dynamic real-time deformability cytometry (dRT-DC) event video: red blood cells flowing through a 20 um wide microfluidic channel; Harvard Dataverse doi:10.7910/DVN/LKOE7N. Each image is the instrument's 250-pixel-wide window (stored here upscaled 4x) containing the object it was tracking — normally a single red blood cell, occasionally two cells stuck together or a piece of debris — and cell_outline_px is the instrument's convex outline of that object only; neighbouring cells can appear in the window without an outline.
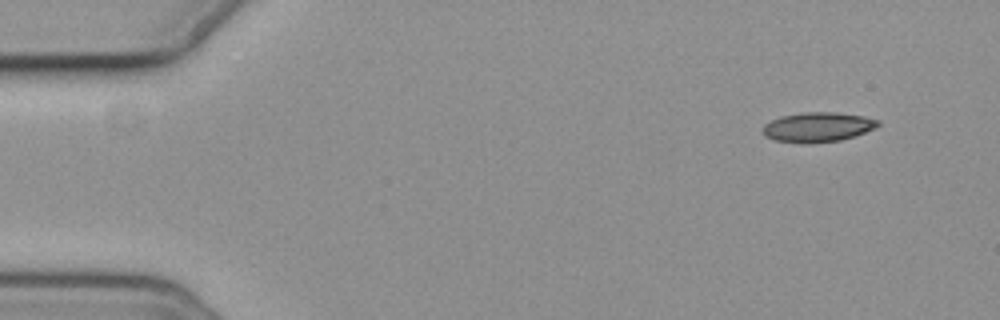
{"species": "common noctule bat (a hibernating species)", "species_latin": "Nyctalus noctula", "temperature_condition": "cold", "stored_images_in_passage": 8, "camera_frame_rate_fps": 3000, "um_per_image_px": 0.085, "animal": {"sex": "female", "body_mass_g": 19.3, "forearm_length_mm": 54.1}, "frame": {"image": 1, "passage_image": 1, "time_ms": 0.0, "image_size_px": [1000, 320], "cell_outline_px": [[880, 124], [876, 128], [840, 140], [808, 144], [804, 144], [776, 140], [764, 136], [760, 132], [760, 128], [764, 124], [780, 116], [804, 112], [836, 112], [864, 116], [880, 120]], "centroid_in_image_um": [69.46, 10.8], "position_along_channel_um": 15.5, "area_um2": 20.17}}
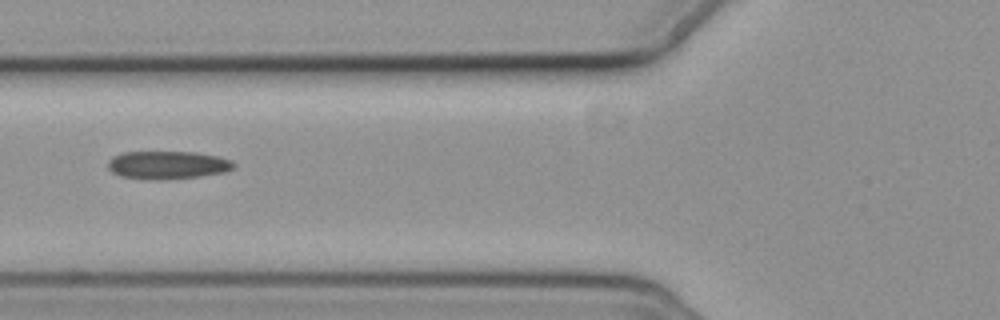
{"frame": {"image": 2, "passage_image": 6, "time_ms": 5.667, "image_size_px": [1000, 320], "cell_outline_px": [[236, 164], [232, 168], [224, 172], [200, 176], [160, 180], [148, 180], [120, 176], [112, 172], [108, 168], [108, 160], [112, 156], [124, 152], [196, 152], [220, 156], [232, 160]], "centroid_in_image_um": [14.23, 14.02], "position_along_channel_um": 111.6, "area_um2": 20.75}}
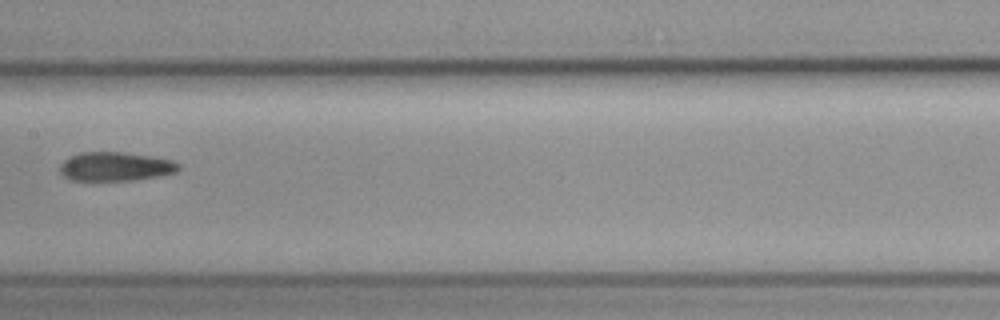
{"frame": {"image": 3, "passage_image": 8, "time_ms": 8.0, "image_size_px": [1000, 320], "cell_outline_px": [[180, 168], [176, 172], [136, 180], [72, 180], [64, 176], [60, 172], [60, 164], [68, 156], [80, 152], [124, 152], [152, 156], [172, 160], [180, 164]], "centroid_in_image_um": [9.8, 14.14], "position_along_channel_um": 197.6, "area_um2": 20.06}}